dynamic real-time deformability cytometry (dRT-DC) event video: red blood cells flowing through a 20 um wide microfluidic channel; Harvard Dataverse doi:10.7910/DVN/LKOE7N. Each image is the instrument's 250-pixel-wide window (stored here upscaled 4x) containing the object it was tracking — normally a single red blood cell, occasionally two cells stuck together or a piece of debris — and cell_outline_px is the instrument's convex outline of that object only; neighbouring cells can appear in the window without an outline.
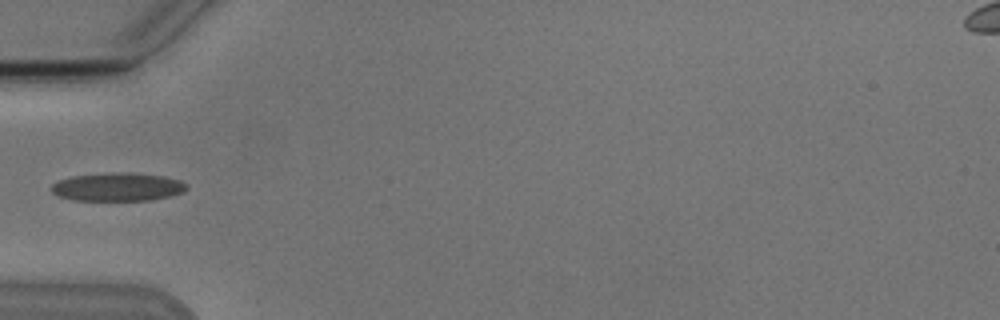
{"species": "Egyptian fruit bat (a non-hibernating species)", "species_latin": "Rousettus aegyptiacus", "temperature_condition": "cold", "stored_images_in_passage": 6, "camera_frame_rate_fps": 3000, "um_per_image_px": 0.085, "animal": {"sex": "male"}, "frame": {"image": 1, "passage_image": 6, "time_ms": 5.667, "image_size_px": [1000, 320], "cell_outline_px": [[188, 188], [184, 192], [172, 196], [148, 200], [72, 200], [56, 196], [52, 192], [52, 184], [60, 180], [72, 176], [112, 172], [132, 172], [164, 176], [180, 180], [188, 184]], "centroid_in_image_um": [10.04, 15.88], "position_along_channel_um": 75.0, "area_um2": 22.54}}